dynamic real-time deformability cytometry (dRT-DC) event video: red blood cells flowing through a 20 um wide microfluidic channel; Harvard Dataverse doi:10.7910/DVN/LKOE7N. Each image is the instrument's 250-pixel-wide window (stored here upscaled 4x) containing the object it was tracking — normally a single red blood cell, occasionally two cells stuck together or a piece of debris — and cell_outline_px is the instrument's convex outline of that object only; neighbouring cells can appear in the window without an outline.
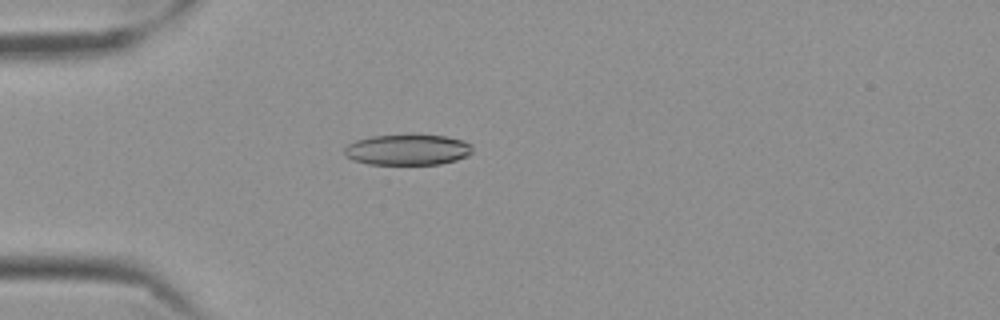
{"species": "Egyptian fruit bat (a non-hibernating species)", "species_latin": "Rousettus aegyptiacus", "temperature_condition": "cold", "stored_images_in_passage": 58, "camera_frame_rate_fps": 3000, "um_per_image_px": 0.085, "frame": {"image": 1, "passage_image": 17, "time_ms": 5.333, "image_size_px": [1000, 320], "cell_outline_px": [[472, 152], [468, 156], [456, 160], [440, 164], [368, 164], [352, 160], [344, 152], [344, 148], [348, 144], [356, 140], [372, 136], [444, 136], [464, 140], [472, 144]], "centroid_in_image_um": [34.67, 12.74], "position_along_channel_um": 50.3, "area_um2": 22.66}}
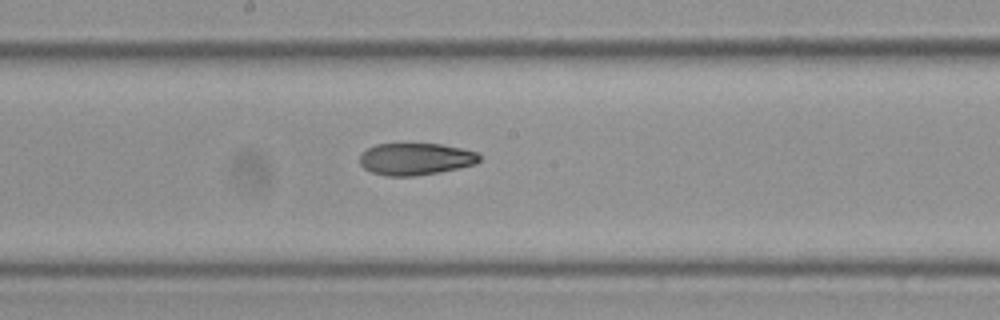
{"frame": {"image": 2, "passage_image": 32, "time_ms": 10.333, "image_size_px": [1000, 320], "cell_outline_px": [[480, 160], [476, 164], [460, 168], [440, 172], [412, 176], [388, 176], [372, 172], [364, 168], [360, 164], [360, 156], [368, 148], [376, 144], [440, 144], [460, 148], [476, 152], [480, 156]], "centroid_in_image_um": [35.34, 13.52], "position_along_channel_um": 212.9, "area_um2": 22.2}}
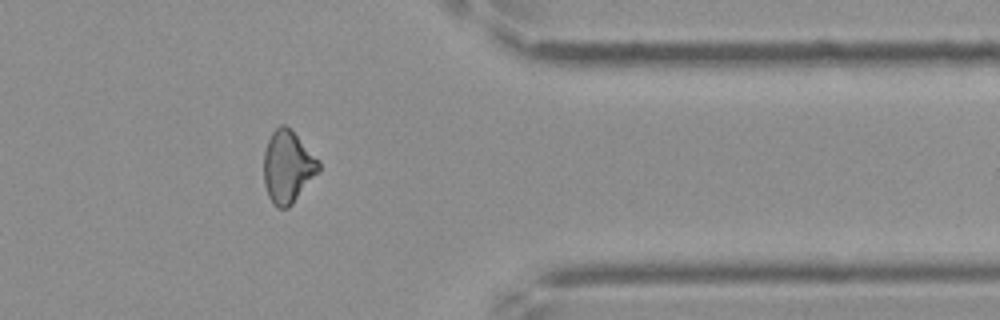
{"frame": {"image": 3, "passage_image": 48, "time_ms": 15.667, "image_size_px": [1000, 320], "cell_outline_px": [[320, 172], [292, 204], [288, 208], [276, 208], [272, 204], [268, 196], [264, 184], [264, 152], [268, 140], [272, 132], [280, 124], [284, 124], [320, 160]], "centroid_in_image_um": [24.46, 14.22], "position_along_channel_um": 386.9, "area_um2": 23.18}, "authors_computed_cell_mechanics": {"area_um2": 23.4668, "velocity_mm_per_s": 3.5189, "shape_relaxation_time_tau1_ms": null, "shape_relaxation_time_tau2_ms": 6.5758, "deformation_change_tau1": null, "deformation_change_tau2": 0.1386}}